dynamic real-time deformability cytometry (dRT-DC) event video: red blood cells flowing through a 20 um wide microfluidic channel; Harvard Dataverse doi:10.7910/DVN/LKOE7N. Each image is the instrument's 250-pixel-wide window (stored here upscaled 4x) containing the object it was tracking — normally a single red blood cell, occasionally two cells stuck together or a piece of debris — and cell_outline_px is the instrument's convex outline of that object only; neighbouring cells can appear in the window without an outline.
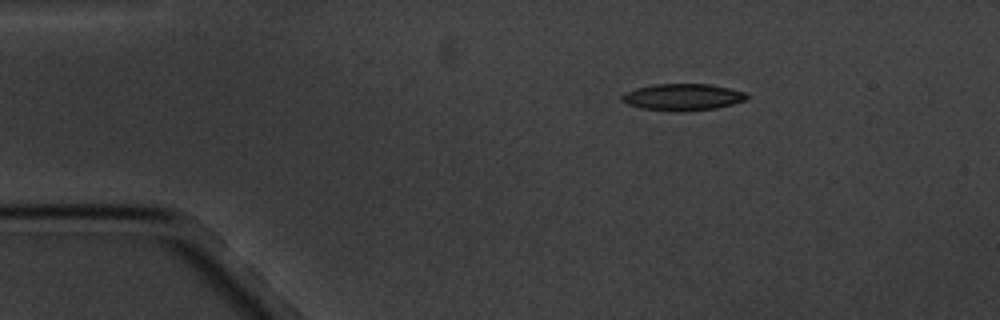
{"species": "common noctule bat (a hibernating species)", "species_latin": "Nyctalus noctula", "temperature_condition": "cold", "stored_images_in_passage": 8, "camera_frame_rate_fps": 3000, "um_per_image_px": 0.085, "animal": {"sex": "male", "body_mass_g": 20.1, "forearm_length_mm": 53.5}, "frame": {"image": 1, "passage_image": 2, "time_ms": 1.333, "image_size_px": [1000, 320], "cell_outline_px": [[748, 96], [744, 100], [732, 104], [716, 108], [640, 108], [628, 104], [620, 100], [620, 96], [624, 92], [636, 88], [652, 84], [708, 84], [728, 88], [744, 92]], "centroid_in_image_um": [57.98, 8.19], "position_along_channel_um": 27.0, "area_um2": 18.32}}
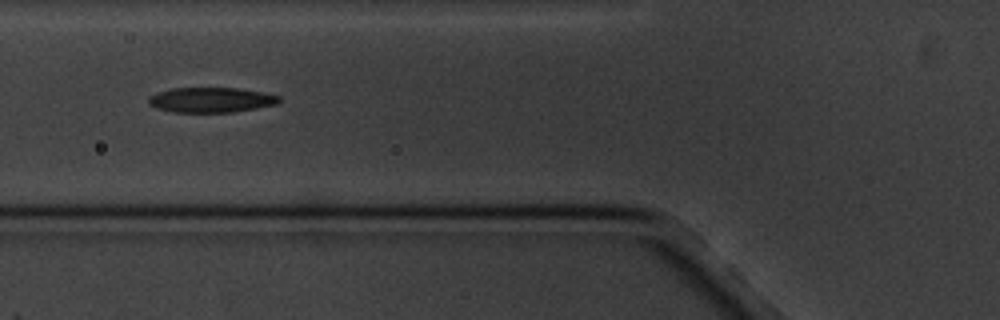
{"frame": {"image": 2, "passage_image": 5, "time_ms": 5.333, "image_size_px": [1000, 320], "cell_outline_px": [[280, 100], [276, 104], [256, 108], [232, 112], [172, 112], [156, 108], [148, 104], [148, 96], [156, 92], [172, 88], [240, 88], [280, 96]], "centroid_in_image_um": [17.88, 8.49], "position_along_channel_um": 107.9, "area_um2": 19.07}}
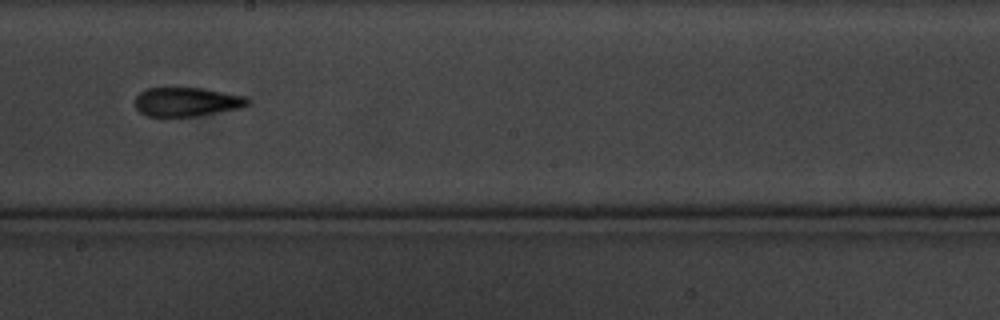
{"frame": {"image": 3, "passage_image": 8, "time_ms": 9.0, "image_size_px": [1000, 320], "cell_outline_px": [[248, 104], [240, 108], [196, 116], [148, 116], [140, 112], [136, 108], [132, 100], [140, 92], [148, 88], [200, 88], [248, 96]], "centroid_in_image_um": [15.84, 8.65], "position_along_channel_um": 232.4, "area_um2": 19.02}}